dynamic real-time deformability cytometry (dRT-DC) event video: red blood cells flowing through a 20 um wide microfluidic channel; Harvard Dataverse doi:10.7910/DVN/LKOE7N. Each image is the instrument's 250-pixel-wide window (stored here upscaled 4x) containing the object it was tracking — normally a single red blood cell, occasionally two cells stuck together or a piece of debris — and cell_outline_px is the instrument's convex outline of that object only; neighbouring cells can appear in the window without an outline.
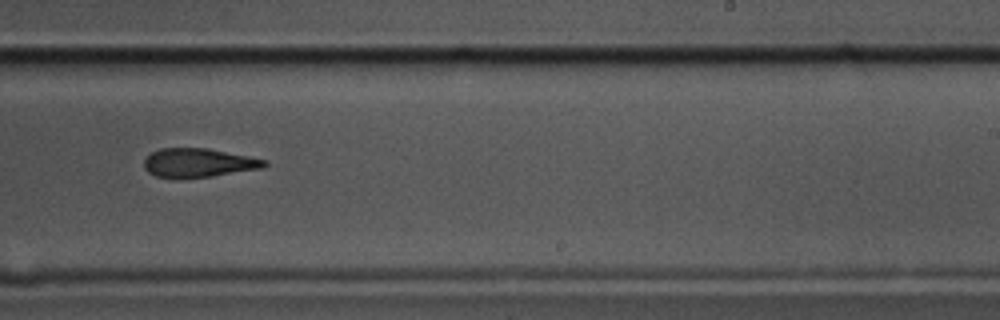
{"species": "common noctule bat (a hibernating species)", "species_latin": "Nyctalus noctula", "temperature_condition": "cold", "stored_images_in_passage": 12, "camera_frame_rate_fps": 3000, "um_per_image_px": 0.085, "animal": {"sex": "male", "body_mass_g": 17.5, "forearm_length_mm": 52.3}, "frame": {"image": 1, "passage_image": 10, "time_ms": 3.0, "image_size_px": [1000, 320], "cell_outline_px": [[268, 164], [264, 168], [212, 176], [156, 176], [148, 172], [144, 168], [144, 160], [152, 152], [160, 148], [208, 148], [268, 160]], "centroid_in_image_um": [16.92, 13.81], "position_along_channel_um": 272.1, "area_um2": 19.83}}
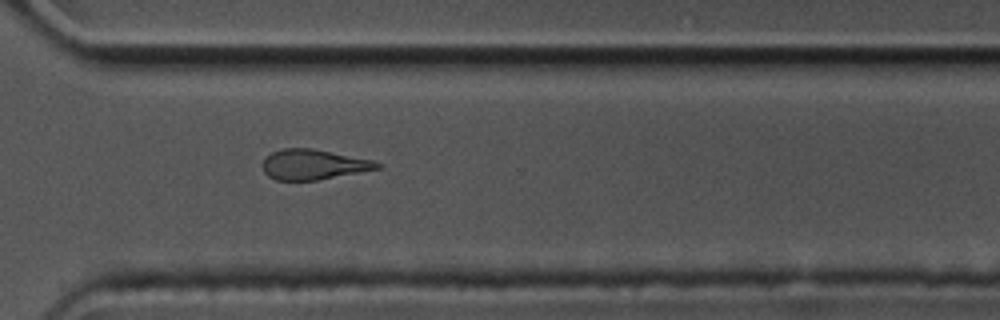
{"frame": {"image": 2, "passage_image": 12, "time_ms": 3.667, "image_size_px": [1000, 320], "cell_outline_px": [[380, 168], [316, 180], [276, 180], [268, 176], [264, 172], [260, 164], [264, 156], [280, 148], [312, 148], [372, 160], [380, 164]], "centroid_in_image_um": [26.54, 13.97], "position_along_channel_um": 344.1, "area_um2": 20.11}}